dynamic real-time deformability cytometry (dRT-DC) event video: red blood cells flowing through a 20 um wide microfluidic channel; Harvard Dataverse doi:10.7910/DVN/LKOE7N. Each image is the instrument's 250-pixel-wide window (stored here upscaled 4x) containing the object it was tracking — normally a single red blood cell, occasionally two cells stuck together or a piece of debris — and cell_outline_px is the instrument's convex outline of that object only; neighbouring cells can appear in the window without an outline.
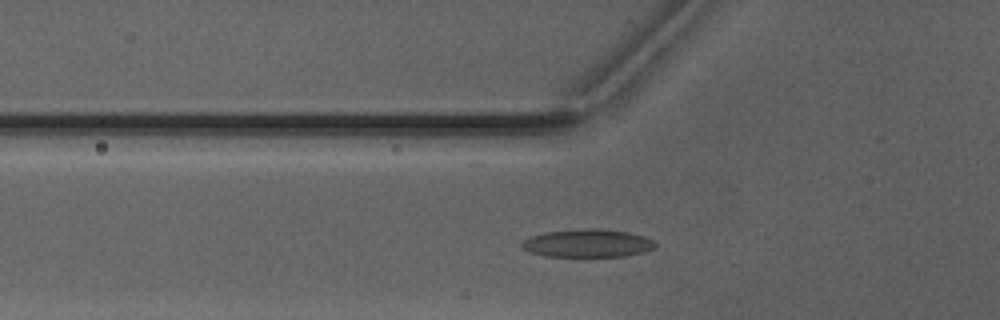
{"species": "Egyptian fruit bat (a non-hibernating species)", "species_latin": "Rousettus aegyptiacus", "temperature_condition": "warm", "stored_images_in_passage": 35, "camera_frame_rate_fps": 3000, "um_per_image_px": 0.085, "animal": {"sex": "male"}, "frame": {"image": 1, "passage_image": 11, "time_ms": 3.333, "image_size_px": [1000, 320], "cell_outline_px": [[656, 244], [652, 248], [644, 252], [628, 256], [544, 256], [528, 252], [520, 244], [524, 240], [532, 236], [544, 232], [584, 228], [600, 228], [628, 232], [644, 236], [652, 240]], "centroid_in_image_um": [49.94, 20.67], "position_along_channel_um": 75.9, "area_um2": 21.79}}
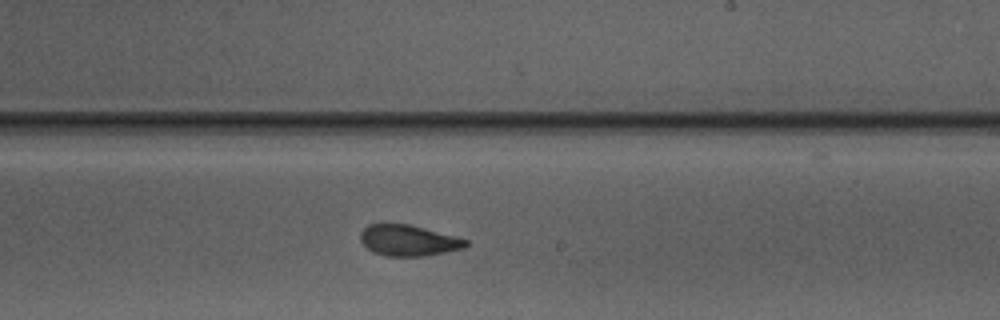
{"frame": {"image": 2, "passage_image": 24, "time_ms": 7.667, "image_size_px": [1000, 320], "cell_outline_px": [[468, 244], [464, 248], [424, 256], [384, 256], [372, 252], [360, 240], [360, 232], [368, 224], [408, 224], [460, 236], [468, 240]], "centroid_in_image_um": [34.74, 20.43], "position_along_channel_um": 254.3, "area_um2": 19.19}}
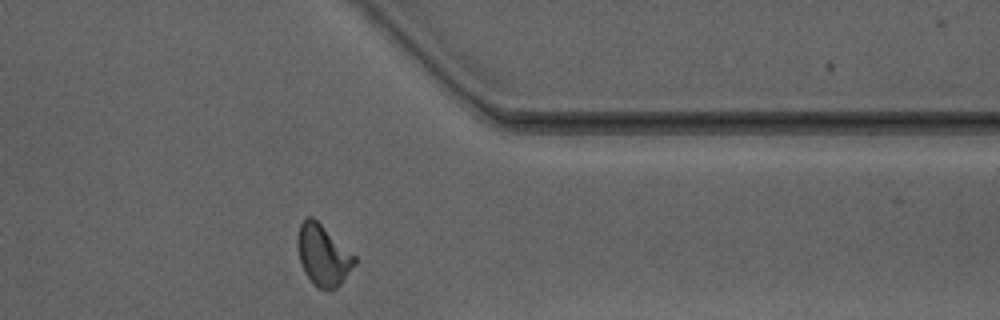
{"frame": {"image": 3, "passage_image": 34, "time_ms": 11.0, "image_size_px": [1000, 320], "cell_outline_px": [[356, 264], [340, 284], [336, 288], [320, 288], [312, 284], [304, 272], [300, 260], [300, 224], [304, 216], [312, 216], [356, 256]], "centroid_in_image_um": [27.5, 21.7], "position_along_channel_um": 383.9, "area_um2": 19.65}, "authors_computed_cell_mechanics": {"area_um2": 19.7676, "velocity_mm_per_s": 4.1067, "shape_relaxation_time_tau1_ms": 6.2789, "shape_relaxation_time_tau2_ms": 0.7512, "deformation_change_tau1": 0.1882, "deformation_change_tau2": 0.0671}}